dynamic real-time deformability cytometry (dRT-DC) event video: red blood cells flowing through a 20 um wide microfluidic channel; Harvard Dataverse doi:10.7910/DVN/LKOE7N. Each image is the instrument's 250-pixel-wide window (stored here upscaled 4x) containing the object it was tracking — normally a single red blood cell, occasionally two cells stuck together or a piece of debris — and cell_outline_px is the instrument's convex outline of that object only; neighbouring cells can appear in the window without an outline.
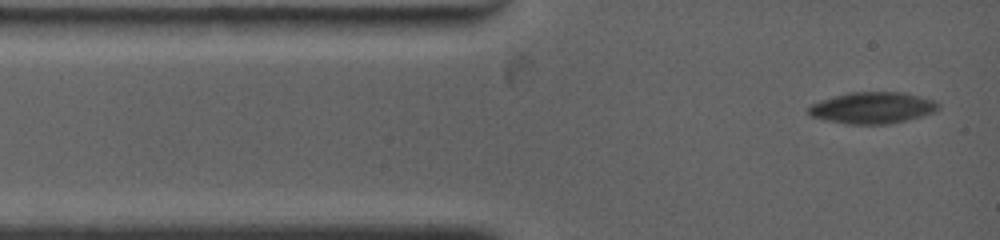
{"species": "common noctule bat (a hibernating species)", "species_latin": "Nyctalus noctula", "temperature_condition": "warm", "stored_images_in_passage": 4, "camera_frame_rate_fps": 4500, "um_per_image_px": 0.085, "animal": {"sex": "female", "body_mass_g": 19.0, "forearm_length_mm": 53.3}, "frame": {"image": 1, "passage_image": 1, "time_ms": 0.0, "image_size_px": [1000, 240], "cell_outline_px": [[940, 104], [932, 112], [920, 116], [888, 124], [848, 124], [824, 120], [812, 116], [808, 112], [808, 108], [812, 104], [820, 100], [848, 92], [904, 92], [936, 100]], "centroid_in_image_um": [74.13, 9.15], "position_along_channel_um": 10.9, "area_um2": 23.64}}
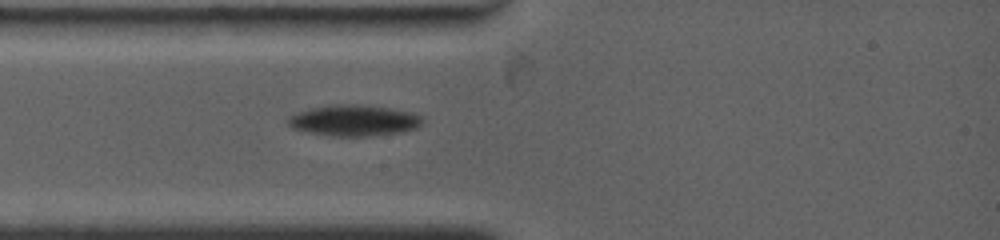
{"frame": {"image": 2, "passage_image": 4, "time_ms": 2.222, "image_size_px": [1000, 240], "cell_outline_px": [[424, 124], [416, 128], [400, 132], [368, 136], [332, 136], [308, 132], [292, 128], [284, 120], [288, 116], [296, 112], [308, 108], [332, 104], [356, 104], [388, 108], [412, 112], [420, 116], [424, 120]], "centroid_in_image_um": [30.04, 10.23], "position_along_channel_um": 55.0, "area_um2": 24.57}}